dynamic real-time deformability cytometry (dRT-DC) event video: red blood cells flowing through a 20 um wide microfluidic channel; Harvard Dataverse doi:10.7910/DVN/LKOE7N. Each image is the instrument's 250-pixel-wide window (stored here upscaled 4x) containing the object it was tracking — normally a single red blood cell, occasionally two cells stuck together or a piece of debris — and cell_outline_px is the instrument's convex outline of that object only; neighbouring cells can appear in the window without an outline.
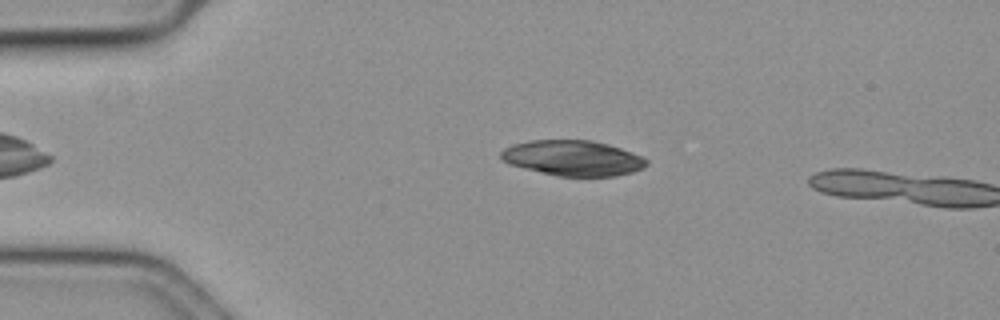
{"species": "common noctule bat (a hibernating species)", "species_latin": "Nyctalus noctula", "temperature_condition": "cold", "stored_images_in_passage": 8, "camera_frame_rate_fps": 3000, "um_per_image_px": 0.085, "animal": {"sex": "female", "body_mass_g": 19.3, "forearm_length_mm": 54.1}, "frame": {"image": 1, "passage_image": 6, "time_ms": 1.667, "image_size_px": [1000, 320], "cell_outline_px": [[648, 164], [632, 172], [616, 176], [560, 176], [524, 168], [508, 164], [500, 156], [500, 152], [504, 148], [512, 144], [528, 140], [592, 140], [608, 144], [632, 152], [648, 160]], "centroid_in_image_um": [48.67, 13.42], "position_along_channel_um": 36.3, "area_um2": 29.88}}